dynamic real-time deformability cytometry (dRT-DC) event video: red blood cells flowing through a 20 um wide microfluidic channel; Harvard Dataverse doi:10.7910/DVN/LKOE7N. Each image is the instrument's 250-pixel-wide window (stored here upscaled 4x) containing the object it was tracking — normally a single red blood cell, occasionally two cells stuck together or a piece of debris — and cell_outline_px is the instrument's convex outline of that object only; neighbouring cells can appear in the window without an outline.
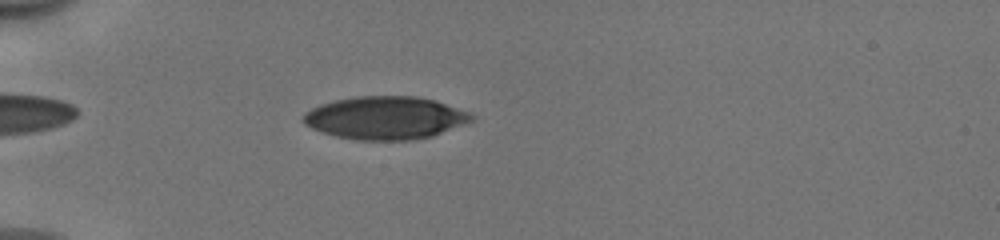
{"species": "human", "species_latin": "Homo sapiens", "temperature_condition": "cold", "stored_images_in_passage": 52, "camera_frame_rate_fps": 3000, "um_per_image_px": 0.085, "donor": {"sex": "male"}, "frame": {"image": 1, "passage_image": 16, "time_ms": 5.0, "image_size_px": [1000, 240], "cell_outline_px": [[476, 120], [432, 136], [412, 140], [356, 140], [336, 136], [312, 128], [304, 124], [300, 120], [304, 112], [320, 104], [336, 100], [356, 96], [416, 96], [436, 100], [468, 112], [476, 116]], "centroid_in_image_um": [32.76, 10.01], "position_along_channel_um": 52.2, "area_um2": 42.25}}
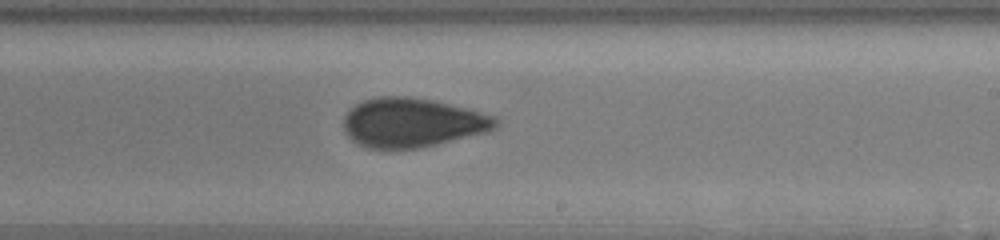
{"frame": {"image": 2, "passage_image": 33, "time_ms": 10.667, "image_size_px": [1000, 240], "cell_outline_px": [[500, 124], [496, 128], [488, 132], [436, 144], [416, 148], [368, 148], [352, 140], [344, 132], [344, 116], [356, 104], [364, 100], [380, 96], [408, 96], [432, 100], [468, 108], [496, 116], [500, 120]], "centroid_in_image_um": [35.09, 10.41], "position_along_channel_um": 253.9, "area_um2": 43.64}}
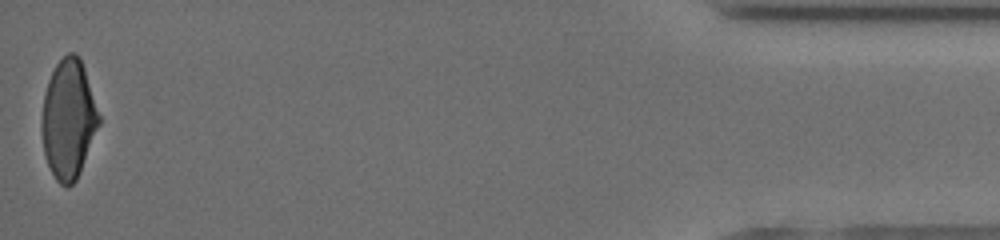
{"frame": {"image": 3, "passage_image": 52, "time_ms": 17.0, "image_size_px": [1000, 240], "cell_outline_px": [[100, 124], [80, 172], [76, 180], [68, 188], [60, 184], [56, 180], [44, 156], [40, 128], [40, 124], [44, 92], [48, 80], [56, 64], [68, 52], [76, 52], [80, 56], [100, 116]], "centroid_in_image_um": [5.8, 10.14], "position_along_channel_um": 429.4, "area_um2": 40.0}, "authors_computed_cell_mechanics": {"area_um2": 42.1362, "velocity_mm_per_s": 3.9848, "shape_relaxation_time_tau1_ms": 5.0042, "shape_relaxation_time_tau2_ms": 2.0158, "deformation_change_tau1": 0.1479, "deformation_change_tau2": 0.0891}}